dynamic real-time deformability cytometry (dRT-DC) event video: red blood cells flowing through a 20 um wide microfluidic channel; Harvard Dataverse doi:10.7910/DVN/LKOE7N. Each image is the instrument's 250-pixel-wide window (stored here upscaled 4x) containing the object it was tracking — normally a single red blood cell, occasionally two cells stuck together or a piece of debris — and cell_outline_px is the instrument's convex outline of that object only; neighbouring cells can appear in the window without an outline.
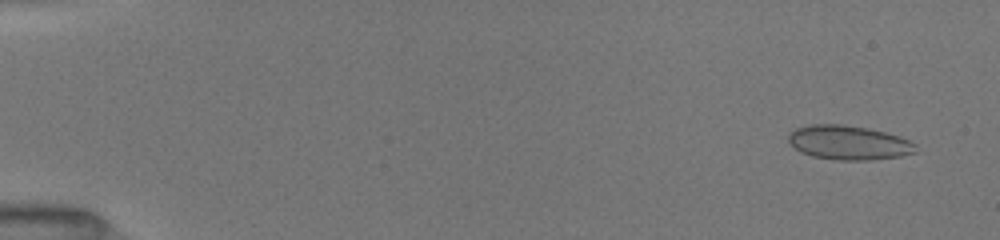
{"species": "common noctule bat (a hibernating species)", "species_latin": "Nyctalus noctula", "temperature_condition": "room temperature", "stored_images_in_passage": 50, "camera_frame_rate_fps": 3000, "um_per_image_px": 0.085, "animal": {"sex": "female", "body_mass_g": 19.5, "forearm_length_mm": 54.1}, "frame": {"image": 1, "passage_image": 2, "time_ms": 0.667, "image_size_px": [1000, 240], "cell_outline_px": [[916, 152], [900, 156], [872, 160], [832, 160], [812, 156], [800, 152], [788, 140], [788, 136], [796, 128], [808, 124], [840, 124], [868, 128], [884, 132], [908, 140], [916, 144]], "centroid_in_image_um": [72.12, 12.13], "position_along_channel_um": 12.9, "area_um2": 25.32}}
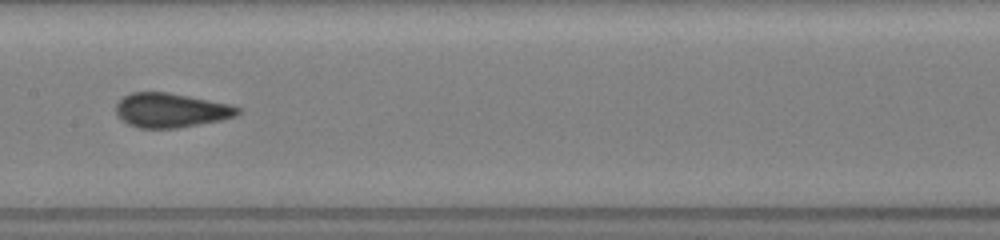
{"frame": {"image": 2, "passage_image": 28, "time_ms": 8.667, "image_size_px": [1000, 240], "cell_outline_px": [[240, 112], [236, 116], [224, 120], [180, 128], [140, 128], [128, 124], [120, 120], [116, 112], [116, 104], [124, 96], [132, 92], [168, 92], [228, 104], [240, 108]], "centroid_in_image_um": [14.52, 9.39], "position_along_channel_um": 192.9, "area_um2": 24.45}}
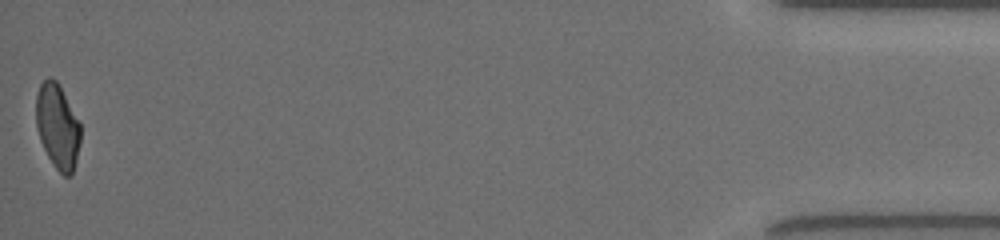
{"frame": {"image": 3, "passage_image": 50, "time_ms": 16.667, "image_size_px": [1000, 240], "cell_outline_px": [[80, 144], [72, 176], [64, 176], [56, 168], [48, 156], [40, 140], [36, 128], [36, 96], [40, 84], [48, 76], [56, 80], [80, 124]], "centroid_in_image_um": [4.88, 10.76], "position_along_channel_um": 430.3, "area_um2": 21.73}, "authors_computed_cell_mechanics": {"area_um2": 24.1026, "velocity_mm_per_s": 4.0416, "shape_relaxation_time_tau1_ms": 10.8556, "shape_relaxation_time_tau2_ms": 0.5364, "deformation_change_tau1": 0.2051, "deformation_change_tau2": 0.0571}}